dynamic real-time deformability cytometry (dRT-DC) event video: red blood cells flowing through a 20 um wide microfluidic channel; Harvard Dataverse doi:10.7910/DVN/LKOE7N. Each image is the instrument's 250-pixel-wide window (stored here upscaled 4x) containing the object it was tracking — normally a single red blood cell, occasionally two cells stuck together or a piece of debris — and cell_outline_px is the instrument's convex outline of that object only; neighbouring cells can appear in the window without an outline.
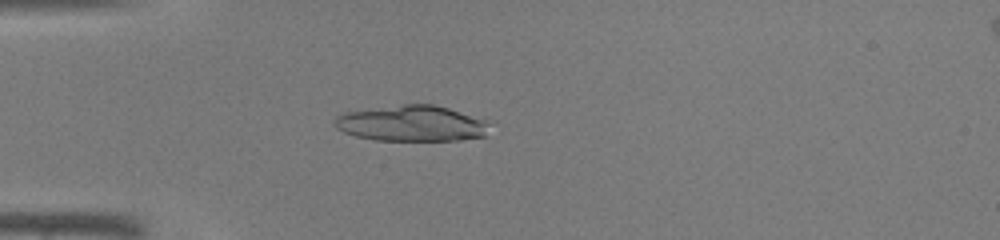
{"species": "common noctule bat (a hibernating species)", "species_latin": "Nyctalus noctula", "temperature_condition": "warm", "stored_images_in_passage": 44, "camera_frame_rate_fps": 3000, "um_per_image_px": 0.085, "animal": {"sex": "male", "body_mass_g": 19.0, "forearm_length_mm": 50.8}, "frame": {"image": 1, "passage_image": 13, "time_ms": 4.0, "image_size_px": [1000, 240], "cell_outline_px": [[488, 136], [460, 140], [376, 140], [356, 136], [344, 132], [336, 128], [336, 116], [344, 112], [404, 104], [432, 104], [448, 108], [484, 120]], "centroid_in_image_um": [34.96, 10.5], "position_along_channel_um": 50.0, "area_um2": 31.91}}
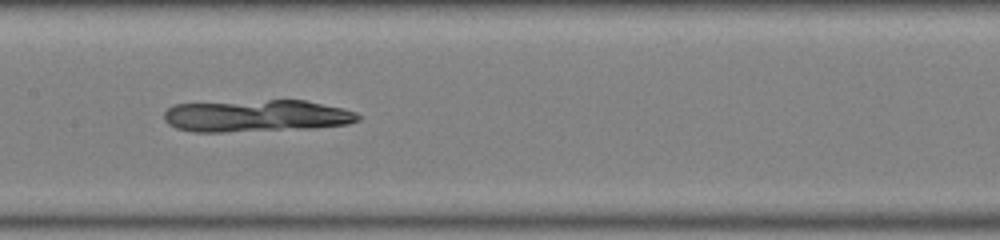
{"frame": {"image": 2, "passage_image": 23, "time_ms": 7.333, "image_size_px": [1000, 240], "cell_outline_px": [[360, 120], [348, 124], [312, 128], [224, 132], [196, 132], [176, 128], [168, 124], [164, 120], [164, 112], [168, 108], [176, 104], [268, 100], [304, 100], [344, 108], [356, 112], [360, 116]], "centroid_in_image_um": [21.81, 9.85], "position_along_channel_um": 185.6, "area_um2": 36.3}}
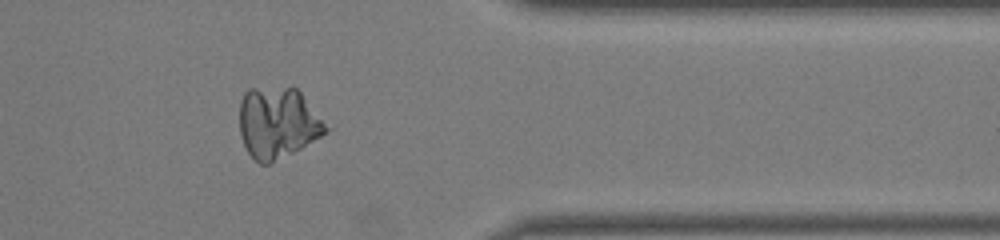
{"frame": {"image": 3, "passage_image": 37, "time_ms": 12.0, "image_size_px": [1000, 240], "cell_outline_px": [[332, 128], [320, 136], [300, 148], [268, 164], [260, 164], [248, 152], [244, 144], [240, 132], [240, 100], [244, 92], [248, 88], [296, 88], [300, 92]], "centroid_in_image_um": [23.62, 10.42], "position_along_channel_um": 387.8, "area_um2": 35.55}}